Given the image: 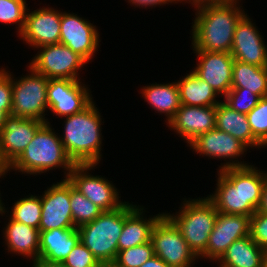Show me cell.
Wrapping results in <instances>:
<instances>
[{
  "label": "cell",
  "instance_id": "1",
  "mask_svg": "<svg viewBox=\"0 0 267 267\" xmlns=\"http://www.w3.org/2000/svg\"><path fill=\"white\" fill-rule=\"evenodd\" d=\"M255 165L217 170L214 193L208 198L221 213L253 216L257 211L265 183L266 171Z\"/></svg>",
  "mask_w": 267,
  "mask_h": 267
},
{
  "label": "cell",
  "instance_id": "2",
  "mask_svg": "<svg viewBox=\"0 0 267 267\" xmlns=\"http://www.w3.org/2000/svg\"><path fill=\"white\" fill-rule=\"evenodd\" d=\"M239 1L202 5L194 9L190 31L192 50L231 51L236 25L246 14Z\"/></svg>",
  "mask_w": 267,
  "mask_h": 267
},
{
  "label": "cell",
  "instance_id": "3",
  "mask_svg": "<svg viewBox=\"0 0 267 267\" xmlns=\"http://www.w3.org/2000/svg\"><path fill=\"white\" fill-rule=\"evenodd\" d=\"M93 101L83 111L62 117L63 134L59 137L75 165H98L102 158V118Z\"/></svg>",
  "mask_w": 267,
  "mask_h": 267
},
{
  "label": "cell",
  "instance_id": "4",
  "mask_svg": "<svg viewBox=\"0 0 267 267\" xmlns=\"http://www.w3.org/2000/svg\"><path fill=\"white\" fill-rule=\"evenodd\" d=\"M75 164L68 157L59 134L51 123H44L35 133L24 152L9 166V171L21 174L40 175L62 169L67 179ZM65 170V171H64Z\"/></svg>",
  "mask_w": 267,
  "mask_h": 267
},
{
  "label": "cell",
  "instance_id": "5",
  "mask_svg": "<svg viewBox=\"0 0 267 267\" xmlns=\"http://www.w3.org/2000/svg\"><path fill=\"white\" fill-rule=\"evenodd\" d=\"M137 204L125 203L112 211H103L94 221L77 228L81 243L94 255L100 264L114 263L118 254V239L125 218Z\"/></svg>",
  "mask_w": 267,
  "mask_h": 267
},
{
  "label": "cell",
  "instance_id": "6",
  "mask_svg": "<svg viewBox=\"0 0 267 267\" xmlns=\"http://www.w3.org/2000/svg\"><path fill=\"white\" fill-rule=\"evenodd\" d=\"M179 211L164 214L175 224L190 250L199 259L205 252L218 211L208 197L182 198Z\"/></svg>",
  "mask_w": 267,
  "mask_h": 267
},
{
  "label": "cell",
  "instance_id": "7",
  "mask_svg": "<svg viewBox=\"0 0 267 267\" xmlns=\"http://www.w3.org/2000/svg\"><path fill=\"white\" fill-rule=\"evenodd\" d=\"M27 70L29 74L18 79L11 74V115L49 123L48 118L45 117L47 115L45 112H48L47 87L49 79L35 72L29 66Z\"/></svg>",
  "mask_w": 267,
  "mask_h": 267
},
{
  "label": "cell",
  "instance_id": "8",
  "mask_svg": "<svg viewBox=\"0 0 267 267\" xmlns=\"http://www.w3.org/2000/svg\"><path fill=\"white\" fill-rule=\"evenodd\" d=\"M37 54L27 66L48 79L80 80L79 71L87 62L62 43L36 48Z\"/></svg>",
  "mask_w": 267,
  "mask_h": 267
},
{
  "label": "cell",
  "instance_id": "9",
  "mask_svg": "<svg viewBox=\"0 0 267 267\" xmlns=\"http://www.w3.org/2000/svg\"><path fill=\"white\" fill-rule=\"evenodd\" d=\"M151 241L154 254L171 267H193L199 260L175 224L163 214L155 223Z\"/></svg>",
  "mask_w": 267,
  "mask_h": 267
},
{
  "label": "cell",
  "instance_id": "10",
  "mask_svg": "<svg viewBox=\"0 0 267 267\" xmlns=\"http://www.w3.org/2000/svg\"><path fill=\"white\" fill-rule=\"evenodd\" d=\"M187 146L199 156L226 161L220 164L221 166H219L218 170L250 164L246 163V161L238 160L239 157L242 159V156L247 154L248 147L231 134L219 131L216 128L200 134Z\"/></svg>",
  "mask_w": 267,
  "mask_h": 267
},
{
  "label": "cell",
  "instance_id": "11",
  "mask_svg": "<svg viewBox=\"0 0 267 267\" xmlns=\"http://www.w3.org/2000/svg\"><path fill=\"white\" fill-rule=\"evenodd\" d=\"M98 165H75L69 173L68 180L73 187L102 211H112L121 207V194L112 181L105 176L92 175L89 172ZM89 170V171H88ZM112 182V183H111Z\"/></svg>",
  "mask_w": 267,
  "mask_h": 267
},
{
  "label": "cell",
  "instance_id": "12",
  "mask_svg": "<svg viewBox=\"0 0 267 267\" xmlns=\"http://www.w3.org/2000/svg\"><path fill=\"white\" fill-rule=\"evenodd\" d=\"M48 111L66 117L83 111L93 102L91 90L81 80L49 79L47 87Z\"/></svg>",
  "mask_w": 267,
  "mask_h": 267
},
{
  "label": "cell",
  "instance_id": "13",
  "mask_svg": "<svg viewBox=\"0 0 267 267\" xmlns=\"http://www.w3.org/2000/svg\"><path fill=\"white\" fill-rule=\"evenodd\" d=\"M96 25L75 13L61 12L60 41L87 63L92 62L101 42Z\"/></svg>",
  "mask_w": 267,
  "mask_h": 267
},
{
  "label": "cell",
  "instance_id": "14",
  "mask_svg": "<svg viewBox=\"0 0 267 267\" xmlns=\"http://www.w3.org/2000/svg\"><path fill=\"white\" fill-rule=\"evenodd\" d=\"M42 215L39 231L68 229L74 227L70 203V182L68 179L54 183L40 195Z\"/></svg>",
  "mask_w": 267,
  "mask_h": 267
},
{
  "label": "cell",
  "instance_id": "15",
  "mask_svg": "<svg viewBox=\"0 0 267 267\" xmlns=\"http://www.w3.org/2000/svg\"><path fill=\"white\" fill-rule=\"evenodd\" d=\"M61 11L57 8L43 6L34 11H26L25 25L18 35L32 48L59 43Z\"/></svg>",
  "mask_w": 267,
  "mask_h": 267
},
{
  "label": "cell",
  "instance_id": "16",
  "mask_svg": "<svg viewBox=\"0 0 267 267\" xmlns=\"http://www.w3.org/2000/svg\"><path fill=\"white\" fill-rule=\"evenodd\" d=\"M249 228V216L218 212L206 252L200 259L204 258L216 263L234 241L249 236Z\"/></svg>",
  "mask_w": 267,
  "mask_h": 267
},
{
  "label": "cell",
  "instance_id": "17",
  "mask_svg": "<svg viewBox=\"0 0 267 267\" xmlns=\"http://www.w3.org/2000/svg\"><path fill=\"white\" fill-rule=\"evenodd\" d=\"M198 59L192 70L197 77L206 81L222 98L229 92L232 84L234 58L230 52H207L193 50Z\"/></svg>",
  "mask_w": 267,
  "mask_h": 267
},
{
  "label": "cell",
  "instance_id": "18",
  "mask_svg": "<svg viewBox=\"0 0 267 267\" xmlns=\"http://www.w3.org/2000/svg\"><path fill=\"white\" fill-rule=\"evenodd\" d=\"M253 19L245 14L237 23L231 55L240 62L267 67V45Z\"/></svg>",
  "mask_w": 267,
  "mask_h": 267
},
{
  "label": "cell",
  "instance_id": "19",
  "mask_svg": "<svg viewBox=\"0 0 267 267\" xmlns=\"http://www.w3.org/2000/svg\"><path fill=\"white\" fill-rule=\"evenodd\" d=\"M43 121L8 115L0 130V154L10 166L26 149Z\"/></svg>",
  "mask_w": 267,
  "mask_h": 267
},
{
  "label": "cell",
  "instance_id": "20",
  "mask_svg": "<svg viewBox=\"0 0 267 267\" xmlns=\"http://www.w3.org/2000/svg\"><path fill=\"white\" fill-rule=\"evenodd\" d=\"M187 144L216 127V106L182 105L166 124Z\"/></svg>",
  "mask_w": 267,
  "mask_h": 267
},
{
  "label": "cell",
  "instance_id": "21",
  "mask_svg": "<svg viewBox=\"0 0 267 267\" xmlns=\"http://www.w3.org/2000/svg\"><path fill=\"white\" fill-rule=\"evenodd\" d=\"M3 227L4 246L7 252L31 259L34 263L39 257L40 231L32 226L16 222L10 217Z\"/></svg>",
  "mask_w": 267,
  "mask_h": 267
},
{
  "label": "cell",
  "instance_id": "22",
  "mask_svg": "<svg viewBox=\"0 0 267 267\" xmlns=\"http://www.w3.org/2000/svg\"><path fill=\"white\" fill-rule=\"evenodd\" d=\"M144 212H146L144 206L138 204L125 218L124 227L118 239V252L151 241L152 229L164 212L149 218Z\"/></svg>",
  "mask_w": 267,
  "mask_h": 267
},
{
  "label": "cell",
  "instance_id": "23",
  "mask_svg": "<svg viewBox=\"0 0 267 267\" xmlns=\"http://www.w3.org/2000/svg\"><path fill=\"white\" fill-rule=\"evenodd\" d=\"M267 251L246 236L234 241L216 261L219 267H266Z\"/></svg>",
  "mask_w": 267,
  "mask_h": 267
},
{
  "label": "cell",
  "instance_id": "24",
  "mask_svg": "<svg viewBox=\"0 0 267 267\" xmlns=\"http://www.w3.org/2000/svg\"><path fill=\"white\" fill-rule=\"evenodd\" d=\"M79 241L80 234L77 228L40 231L38 259L64 262Z\"/></svg>",
  "mask_w": 267,
  "mask_h": 267
},
{
  "label": "cell",
  "instance_id": "25",
  "mask_svg": "<svg viewBox=\"0 0 267 267\" xmlns=\"http://www.w3.org/2000/svg\"><path fill=\"white\" fill-rule=\"evenodd\" d=\"M217 130L231 134L243 142L249 149L263 148V145L253 136L247 114L231 109L223 101L216 105Z\"/></svg>",
  "mask_w": 267,
  "mask_h": 267
},
{
  "label": "cell",
  "instance_id": "26",
  "mask_svg": "<svg viewBox=\"0 0 267 267\" xmlns=\"http://www.w3.org/2000/svg\"><path fill=\"white\" fill-rule=\"evenodd\" d=\"M152 110L159 114L166 116L165 122H168L173 118L177 110L181 106L179 89L177 82L172 83H153L143 86L139 91Z\"/></svg>",
  "mask_w": 267,
  "mask_h": 267
},
{
  "label": "cell",
  "instance_id": "27",
  "mask_svg": "<svg viewBox=\"0 0 267 267\" xmlns=\"http://www.w3.org/2000/svg\"><path fill=\"white\" fill-rule=\"evenodd\" d=\"M180 102L189 106H216L222 100H216L219 95L204 80H201L191 70L177 81Z\"/></svg>",
  "mask_w": 267,
  "mask_h": 267
},
{
  "label": "cell",
  "instance_id": "28",
  "mask_svg": "<svg viewBox=\"0 0 267 267\" xmlns=\"http://www.w3.org/2000/svg\"><path fill=\"white\" fill-rule=\"evenodd\" d=\"M231 88H244L260 98L267 97V67L234 60Z\"/></svg>",
  "mask_w": 267,
  "mask_h": 267
},
{
  "label": "cell",
  "instance_id": "29",
  "mask_svg": "<svg viewBox=\"0 0 267 267\" xmlns=\"http://www.w3.org/2000/svg\"><path fill=\"white\" fill-rule=\"evenodd\" d=\"M13 204L9 212V217L12 220L39 229L42 215V204L39 194L38 196L29 194L24 198L18 199Z\"/></svg>",
  "mask_w": 267,
  "mask_h": 267
},
{
  "label": "cell",
  "instance_id": "30",
  "mask_svg": "<svg viewBox=\"0 0 267 267\" xmlns=\"http://www.w3.org/2000/svg\"><path fill=\"white\" fill-rule=\"evenodd\" d=\"M70 203L74 227L94 221L103 211L77 191L70 183Z\"/></svg>",
  "mask_w": 267,
  "mask_h": 267
},
{
  "label": "cell",
  "instance_id": "31",
  "mask_svg": "<svg viewBox=\"0 0 267 267\" xmlns=\"http://www.w3.org/2000/svg\"><path fill=\"white\" fill-rule=\"evenodd\" d=\"M152 241L118 252L114 263L118 267H140L154 256Z\"/></svg>",
  "mask_w": 267,
  "mask_h": 267
},
{
  "label": "cell",
  "instance_id": "32",
  "mask_svg": "<svg viewBox=\"0 0 267 267\" xmlns=\"http://www.w3.org/2000/svg\"><path fill=\"white\" fill-rule=\"evenodd\" d=\"M25 0H0V22L2 24H16L19 35L25 25L28 4Z\"/></svg>",
  "mask_w": 267,
  "mask_h": 267
},
{
  "label": "cell",
  "instance_id": "33",
  "mask_svg": "<svg viewBox=\"0 0 267 267\" xmlns=\"http://www.w3.org/2000/svg\"><path fill=\"white\" fill-rule=\"evenodd\" d=\"M247 118L253 136L264 146L267 143V97L247 113Z\"/></svg>",
  "mask_w": 267,
  "mask_h": 267
},
{
  "label": "cell",
  "instance_id": "34",
  "mask_svg": "<svg viewBox=\"0 0 267 267\" xmlns=\"http://www.w3.org/2000/svg\"><path fill=\"white\" fill-rule=\"evenodd\" d=\"M260 99L258 95L244 91V88H231L223 97V102L231 109L247 114L258 104Z\"/></svg>",
  "mask_w": 267,
  "mask_h": 267
},
{
  "label": "cell",
  "instance_id": "35",
  "mask_svg": "<svg viewBox=\"0 0 267 267\" xmlns=\"http://www.w3.org/2000/svg\"><path fill=\"white\" fill-rule=\"evenodd\" d=\"M67 267H100L94 255L79 241L63 262Z\"/></svg>",
  "mask_w": 267,
  "mask_h": 267
},
{
  "label": "cell",
  "instance_id": "36",
  "mask_svg": "<svg viewBox=\"0 0 267 267\" xmlns=\"http://www.w3.org/2000/svg\"><path fill=\"white\" fill-rule=\"evenodd\" d=\"M249 235L261 248L267 251V214L256 211L250 217Z\"/></svg>",
  "mask_w": 267,
  "mask_h": 267
},
{
  "label": "cell",
  "instance_id": "37",
  "mask_svg": "<svg viewBox=\"0 0 267 267\" xmlns=\"http://www.w3.org/2000/svg\"><path fill=\"white\" fill-rule=\"evenodd\" d=\"M0 109L7 115L12 111V80L7 68H0Z\"/></svg>",
  "mask_w": 267,
  "mask_h": 267
},
{
  "label": "cell",
  "instance_id": "38",
  "mask_svg": "<svg viewBox=\"0 0 267 267\" xmlns=\"http://www.w3.org/2000/svg\"><path fill=\"white\" fill-rule=\"evenodd\" d=\"M127 2L130 4V6L133 5L134 8H143L144 9H148V7H151V8H155L157 7V5L160 7V6H163V5H166V4H169V3H175L177 4L178 1L177 0H127ZM135 5V6H134Z\"/></svg>",
  "mask_w": 267,
  "mask_h": 267
},
{
  "label": "cell",
  "instance_id": "39",
  "mask_svg": "<svg viewBox=\"0 0 267 267\" xmlns=\"http://www.w3.org/2000/svg\"><path fill=\"white\" fill-rule=\"evenodd\" d=\"M179 3L187 2L191 4L192 7L197 8L202 5H209V4H218V3H227L235 0H177Z\"/></svg>",
  "mask_w": 267,
  "mask_h": 267
},
{
  "label": "cell",
  "instance_id": "40",
  "mask_svg": "<svg viewBox=\"0 0 267 267\" xmlns=\"http://www.w3.org/2000/svg\"><path fill=\"white\" fill-rule=\"evenodd\" d=\"M32 267H67L63 262L47 261L44 259H38L32 263Z\"/></svg>",
  "mask_w": 267,
  "mask_h": 267
},
{
  "label": "cell",
  "instance_id": "41",
  "mask_svg": "<svg viewBox=\"0 0 267 267\" xmlns=\"http://www.w3.org/2000/svg\"><path fill=\"white\" fill-rule=\"evenodd\" d=\"M257 211L267 214V172H266L265 183H264L263 190H262L260 205Z\"/></svg>",
  "mask_w": 267,
  "mask_h": 267
},
{
  "label": "cell",
  "instance_id": "42",
  "mask_svg": "<svg viewBox=\"0 0 267 267\" xmlns=\"http://www.w3.org/2000/svg\"><path fill=\"white\" fill-rule=\"evenodd\" d=\"M140 267H171L167 263H165L158 256H153L151 259L147 260Z\"/></svg>",
  "mask_w": 267,
  "mask_h": 267
},
{
  "label": "cell",
  "instance_id": "43",
  "mask_svg": "<svg viewBox=\"0 0 267 267\" xmlns=\"http://www.w3.org/2000/svg\"><path fill=\"white\" fill-rule=\"evenodd\" d=\"M8 172H9V166L3 160V158L0 154V174H8Z\"/></svg>",
  "mask_w": 267,
  "mask_h": 267
},
{
  "label": "cell",
  "instance_id": "44",
  "mask_svg": "<svg viewBox=\"0 0 267 267\" xmlns=\"http://www.w3.org/2000/svg\"><path fill=\"white\" fill-rule=\"evenodd\" d=\"M6 175L7 174H0V178H3L4 179V176L6 177ZM2 195H1V193H0V215H5L6 214V212H7V215L9 214L8 212H9V210L7 211V209L5 208V205H4V203L2 202ZM4 205V206H3Z\"/></svg>",
  "mask_w": 267,
  "mask_h": 267
},
{
  "label": "cell",
  "instance_id": "45",
  "mask_svg": "<svg viewBox=\"0 0 267 267\" xmlns=\"http://www.w3.org/2000/svg\"><path fill=\"white\" fill-rule=\"evenodd\" d=\"M7 116L8 115L2 109H0V130L4 126V122Z\"/></svg>",
  "mask_w": 267,
  "mask_h": 267
},
{
  "label": "cell",
  "instance_id": "46",
  "mask_svg": "<svg viewBox=\"0 0 267 267\" xmlns=\"http://www.w3.org/2000/svg\"><path fill=\"white\" fill-rule=\"evenodd\" d=\"M100 267H118L115 263H105L101 264Z\"/></svg>",
  "mask_w": 267,
  "mask_h": 267
}]
</instances>
